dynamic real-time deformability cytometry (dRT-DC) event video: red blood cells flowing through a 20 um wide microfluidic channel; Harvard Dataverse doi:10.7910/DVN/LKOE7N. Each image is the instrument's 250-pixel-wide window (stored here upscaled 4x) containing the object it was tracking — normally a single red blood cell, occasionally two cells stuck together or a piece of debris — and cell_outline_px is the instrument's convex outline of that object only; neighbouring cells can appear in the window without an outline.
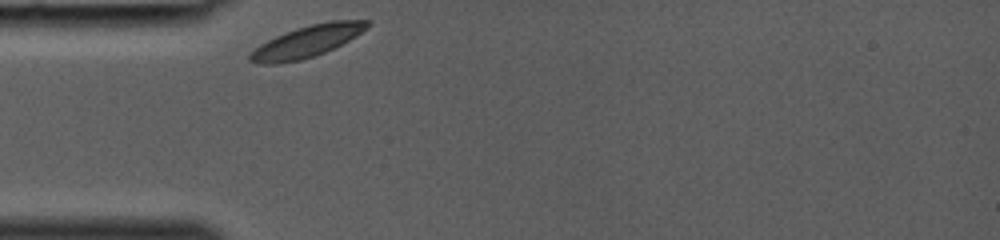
{"species": "common noctule bat (a hibernating species)", "species_latin": "Nyctalus noctula", "temperature_condition": "room temperature", "stored_images_in_passage": 24, "camera_frame_rate_fps": 3000, "um_per_image_px": 0.085, "animal": {"sex": "female", "body_mass_g": 19.0, "forearm_length_mm": 53.3}, "frame": {"image": 1, "passage_image": 1, "time_ms": 0.0, "image_size_px": [1000, 240], "cell_outline_px": [[372, 24], [368, 28], [356, 36], [324, 52], [300, 60], [276, 64], [260, 64], [248, 60], [248, 56], [260, 44], [276, 36], [296, 28], [312, 24], [332, 20], [368, 20]], "centroid_in_image_um": [26.11, 3.51], "position_along_channel_um": 58.9, "area_um2": 21.33}}
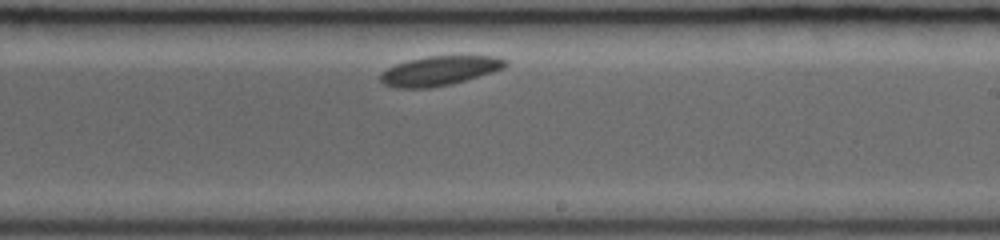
{"frame": {"image": 2, "passage_image": 14, "time_ms": 4.333, "image_size_px": [1000, 240], "cell_outline_px": [[508, 64], [504, 68], [492, 72], [464, 80], [448, 84], [428, 88], [396, 88], [384, 84], [380, 80], [380, 76], [388, 68], [396, 64], [408, 60], [424, 56], [496, 56], [508, 60]], "centroid_in_image_um": [37.37, 6.0], "position_along_channel_um": 251.6, "area_um2": 21.21}}
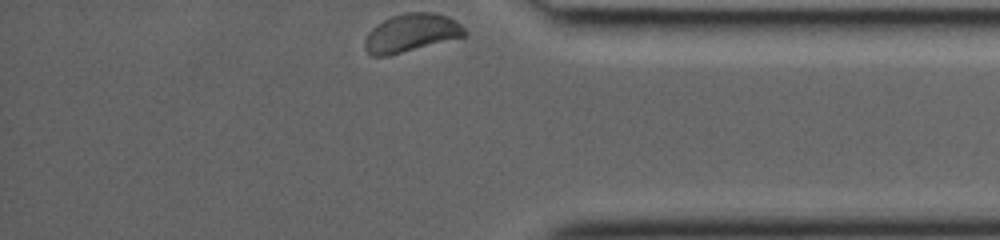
{"frame": {"image": 3, "passage_image": 24, "time_ms": 7.667, "image_size_px": [1000, 240], "cell_outline_px": [[468, 32], [464, 36], [384, 56], [372, 56], [364, 48], [364, 40], [368, 32], [376, 24], [392, 16], [404, 12], [436, 12], [448, 16], [460, 24]], "centroid_in_image_um": [34.93, 2.77], "position_along_channel_um": 400.3, "area_um2": 21.91}}